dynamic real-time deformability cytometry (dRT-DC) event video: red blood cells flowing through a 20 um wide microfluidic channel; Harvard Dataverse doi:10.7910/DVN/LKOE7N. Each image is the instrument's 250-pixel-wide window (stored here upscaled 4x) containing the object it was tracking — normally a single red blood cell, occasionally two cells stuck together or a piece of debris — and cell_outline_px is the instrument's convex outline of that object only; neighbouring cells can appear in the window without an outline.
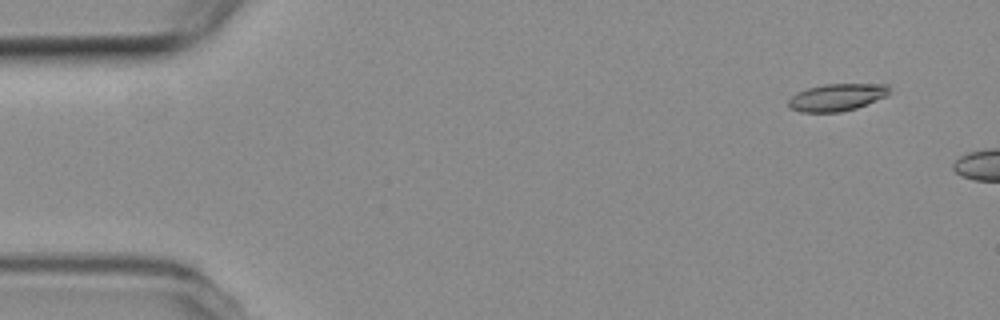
{"species": "common noctule bat (a hibernating species)", "species_latin": "Nyctalus noctula", "temperature_condition": "room temperature", "stored_images_in_passage": 5, "camera_frame_rate_fps": 3000, "um_per_image_px": 0.085, "animal": {"sex": "female", "body_mass_g": 19.3, "forearm_length_mm": 54.1}, "frame": {"image": 1, "passage_image": 1, "time_ms": 0.0, "image_size_px": [1000, 320], "cell_outline_px": [[888, 96], [856, 108], [840, 112], [800, 112], [788, 108], [788, 100], [796, 92], [808, 88], [824, 84], [888, 84]], "centroid_in_image_um": [71.1, 8.27], "position_along_channel_um": 13.9, "area_um2": 16.07}}